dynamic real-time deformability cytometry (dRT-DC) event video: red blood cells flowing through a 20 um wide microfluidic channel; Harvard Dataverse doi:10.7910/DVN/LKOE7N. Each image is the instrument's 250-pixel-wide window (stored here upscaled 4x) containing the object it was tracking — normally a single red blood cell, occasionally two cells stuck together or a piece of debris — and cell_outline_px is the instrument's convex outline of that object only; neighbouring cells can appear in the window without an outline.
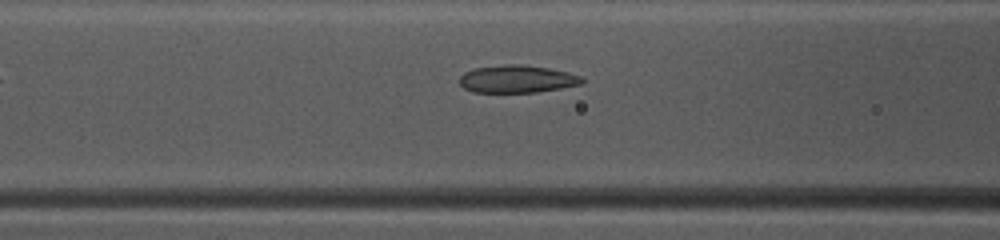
{"species": "common noctule bat (a hibernating species)", "species_latin": "Nyctalus noctula", "temperature_condition": "warm", "stored_images_in_passage": 39, "camera_frame_rate_fps": 3000, "um_per_image_px": 0.085, "animal": {"sex": "female", "body_mass_g": 10.0, "forearm_length_mm": 53.1}, "frame": {"image": 1, "passage_image": 10, "time_ms": 3.0, "image_size_px": [1000, 240], "cell_outline_px": [[584, 84], [536, 92], [472, 92], [464, 88], [460, 84], [460, 76], [464, 72], [476, 68], [504, 64], [524, 64], [548, 68], [568, 72], [580, 76], [584, 80]], "centroid_in_image_um": [43.96, 6.71], "position_along_channel_um": 122.6, "area_um2": 19.71}}
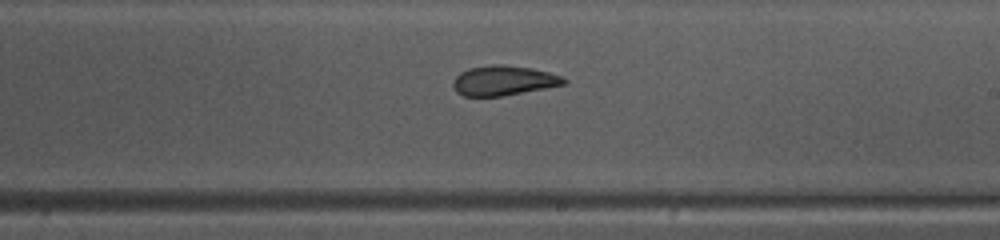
{"frame": {"image": 2, "passage_image": 19, "time_ms": 6.0, "image_size_px": [1000, 240], "cell_outline_px": [[568, 84], [504, 96], [464, 96], [456, 92], [452, 84], [452, 80], [460, 72], [468, 68], [492, 64], [504, 64], [532, 68], [564, 76], [568, 80]], "centroid_in_image_um": [42.83, 6.84], "position_along_channel_um": 246.2, "area_um2": 19.65}}
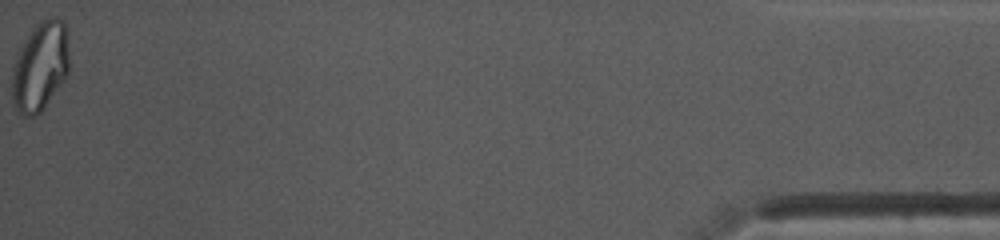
{"frame": {"image": 3, "passage_image": 39, "time_ms": 12.667, "image_size_px": [1000, 240], "cell_outline_px": [[68, 72], [64, 80], [44, 108], [36, 116], [24, 116], [16, 108], [12, 100], [12, 68], [20, 48], [32, 28], [40, 20], [52, 16], [56, 16], [64, 20], [68, 52]], "centroid_in_image_um": [3.41, 5.63], "position_along_channel_um": 431.8, "area_um2": 29.65}, "authors_computed_cell_mechanics": {"area_um2": 20.6924, "velocity_mm_per_s": 4.1132, "shape_relaxation_time_tau1_ms": null, "shape_relaxation_time_tau2_ms": 1.825, "deformation_change_tau1": null, "deformation_change_tau2": 0.0859}}